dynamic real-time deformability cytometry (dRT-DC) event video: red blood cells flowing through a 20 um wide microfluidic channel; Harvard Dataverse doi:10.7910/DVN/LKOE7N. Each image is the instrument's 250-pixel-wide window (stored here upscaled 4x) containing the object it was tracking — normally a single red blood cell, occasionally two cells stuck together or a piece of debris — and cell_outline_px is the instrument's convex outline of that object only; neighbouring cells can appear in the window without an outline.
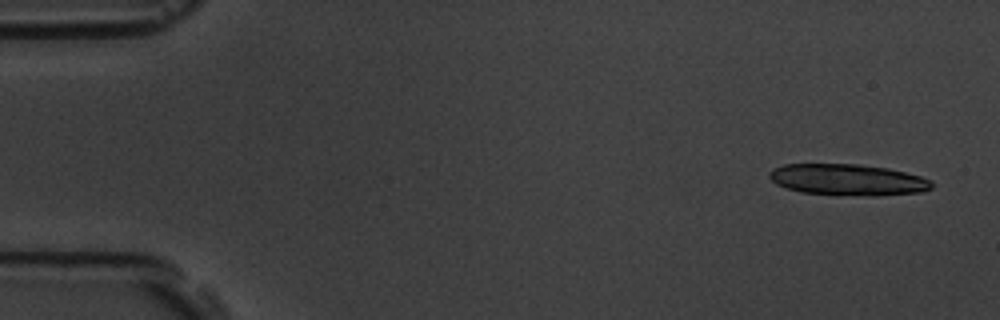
{"species": "common noctule bat (a hibernating species)", "species_latin": "Nyctalus noctula", "temperature_condition": "room temperature", "stored_images_in_passage": 5, "camera_frame_rate_fps": 3000, "um_per_image_px": 0.085, "animal": {"sex": "male", "body_mass_g": 19.5, "forearm_length_mm": 54.6}, "frame": {"image": 1, "passage_image": 1, "time_ms": 0.0, "image_size_px": [1000, 320], "cell_outline_px": [[932, 188], [920, 192], [876, 196], [836, 196], [800, 192], [776, 184], [768, 176], [768, 172], [772, 168], [784, 164], [860, 164], [888, 168], [920, 176], [932, 180]], "centroid_in_image_um": [72.03, 15.29], "position_along_channel_um": 13.0, "area_um2": 30.11}}